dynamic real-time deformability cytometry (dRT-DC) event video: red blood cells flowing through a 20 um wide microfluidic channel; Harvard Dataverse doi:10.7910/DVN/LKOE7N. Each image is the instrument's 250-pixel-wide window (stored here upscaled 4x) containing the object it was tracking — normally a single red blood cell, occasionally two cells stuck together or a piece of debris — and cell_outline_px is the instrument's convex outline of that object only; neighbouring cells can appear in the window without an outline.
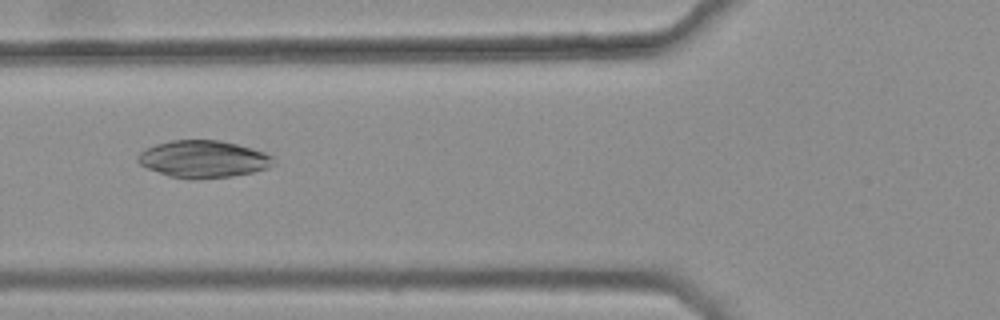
{"species": "common noctule bat (a hibernating species)", "species_latin": "Nyctalus noctula", "temperature_condition": "warm", "stored_images_in_passage": 6, "camera_frame_rate_fps": 3000, "um_per_image_px": 0.085, "animal": {"sex": "female", "body_mass_g": 25.1}, "frame": {"image": 1, "passage_image": 5, "time_ms": 1.333, "image_size_px": [1000, 320], "cell_outline_px": [[276, 164], [268, 168], [252, 172], [232, 176], [196, 180], [192, 180], [168, 176], [148, 168], [140, 164], [136, 160], [136, 156], [144, 148], [156, 144], [172, 140], [220, 140], [252, 148], [264, 152], [272, 156]], "centroid_in_image_um": [17.27, 13.53], "position_along_channel_um": 108.5, "area_um2": 29.65}}
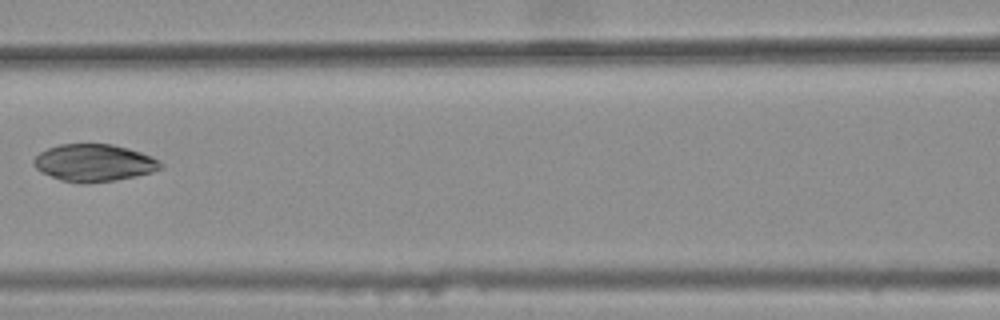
{"frame": {"image": 2, "passage_image": 6, "time_ms": 1.667, "image_size_px": [1000, 320], "cell_outline_px": [[164, 168], [152, 172], [136, 176], [116, 180], [84, 184], [60, 180], [40, 172], [32, 164], [32, 160], [40, 152], [48, 148], [60, 144], [112, 144], [128, 148], [152, 156], [160, 160], [164, 164]], "centroid_in_image_um": [8.0, 13.85], "position_along_channel_um": 158.6, "area_um2": 27.86}}